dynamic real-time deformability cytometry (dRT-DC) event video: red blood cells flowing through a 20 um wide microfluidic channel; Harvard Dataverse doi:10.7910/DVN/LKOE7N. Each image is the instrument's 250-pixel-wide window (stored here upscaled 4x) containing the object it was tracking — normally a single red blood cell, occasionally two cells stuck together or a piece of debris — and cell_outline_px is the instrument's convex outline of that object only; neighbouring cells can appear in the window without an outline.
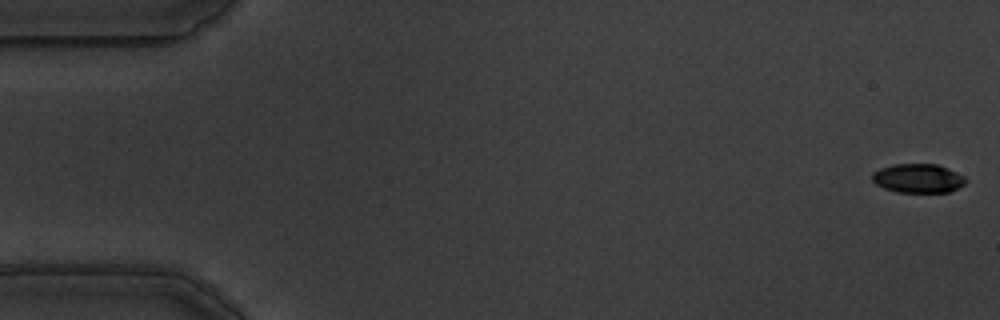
{"species": "common noctule bat (a hibernating species)", "species_latin": "Nyctalus noctula", "temperature_condition": "warm", "stored_images_in_passage": 57, "camera_frame_rate_fps": 3000, "um_per_image_px": 0.085, "animal": {"sex": "male", "body_mass_g": 19.5, "forearm_length_mm": 54.6}, "frame": {"image": 1, "passage_image": 1, "time_ms": 0.0, "image_size_px": [1000, 320], "cell_outline_px": [[968, 180], [964, 184], [948, 192], [896, 192], [884, 188], [876, 184], [872, 180], [872, 172], [880, 168], [892, 164], [936, 164], [948, 168], [964, 176]], "centroid_in_image_um": [78.02, 15.15], "position_along_channel_um": 7.0, "area_um2": 15.84}}
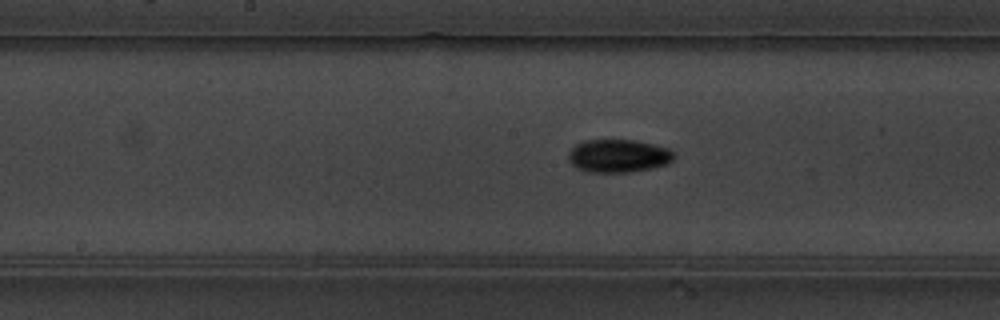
{"frame": {"image": 2, "passage_image": 29, "time_ms": 9.333, "image_size_px": [1000, 320], "cell_outline_px": [[676, 156], [668, 164], [652, 168], [628, 172], [588, 172], [576, 168], [568, 160], [568, 152], [576, 144], [584, 140], [632, 140], [672, 148], [676, 152]], "centroid_in_image_um": [52.59, 13.25], "position_along_channel_um": 195.6, "area_um2": 20.58}}
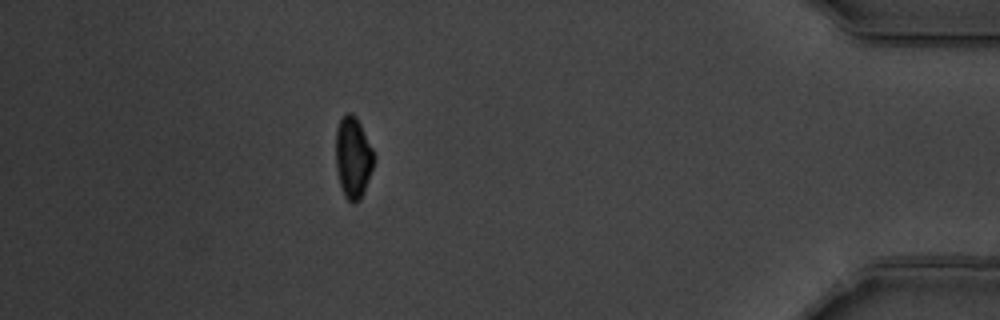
{"frame": {"image": 3, "passage_image": 51, "time_ms": 16.667, "image_size_px": [1000, 320], "cell_outline_px": [[376, 160], [360, 200], [352, 204], [344, 196], [340, 184], [336, 168], [336, 128], [344, 112], [352, 112], [356, 116], [376, 156]], "centroid_in_image_um": [30.01, 13.37], "position_along_channel_um": 405.2, "area_um2": 18.26}, "authors_computed_cell_mechanics": {"area_um2": 18.3226, "velocity_mm_per_s": 3.5334, "shape_relaxation_time_tau1_ms": 4.1379, "shape_relaxation_time_tau2_ms": 7.5314, "deformation_change_tau1": 0.1357, "deformation_change_tau2": 0.1031}}